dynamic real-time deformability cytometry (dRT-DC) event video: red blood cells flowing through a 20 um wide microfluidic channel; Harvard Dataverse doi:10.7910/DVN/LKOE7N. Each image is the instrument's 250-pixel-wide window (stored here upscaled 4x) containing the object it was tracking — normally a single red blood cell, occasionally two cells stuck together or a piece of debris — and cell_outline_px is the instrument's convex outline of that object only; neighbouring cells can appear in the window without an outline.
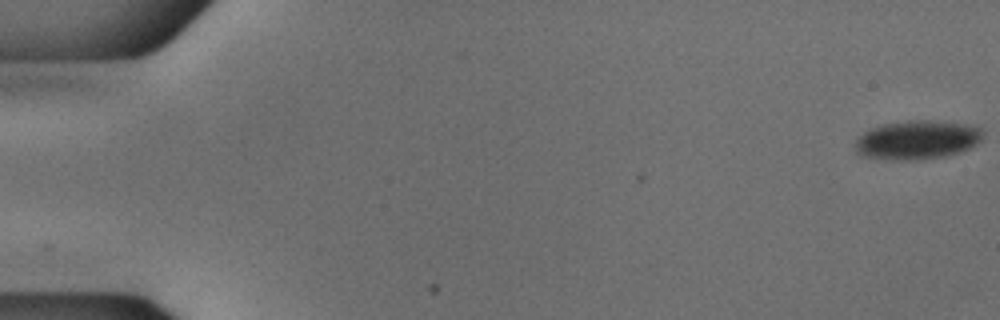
{"species": "common noctule bat (a hibernating species)", "species_latin": "Nyctalus noctula", "temperature_condition": "cold", "stored_images_in_passage": 54, "camera_frame_rate_fps": 3000, "um_per_image_px": 0.085, "animal": {"sex": "male", "body_mass_g": 18.8}, "frame": {"image": 1, "passage_image": 1, "time_ms": 0.0, "image_size_px": [1000, 320], "cell_outline_px": [[984, 132], [980, 140], [976, 144], [960, 152], [944, 156], [916, 160], [896, 160], [864, 156], [856, 152], [856, 136], [872, 128], [884, 124], [908, 120], [928, 120], [976, 124], [984, 128]], "centroid_in_image_um": [78.01, 11.87], "position_along_channel_um": 7.0, "area_um2": 29.19}}
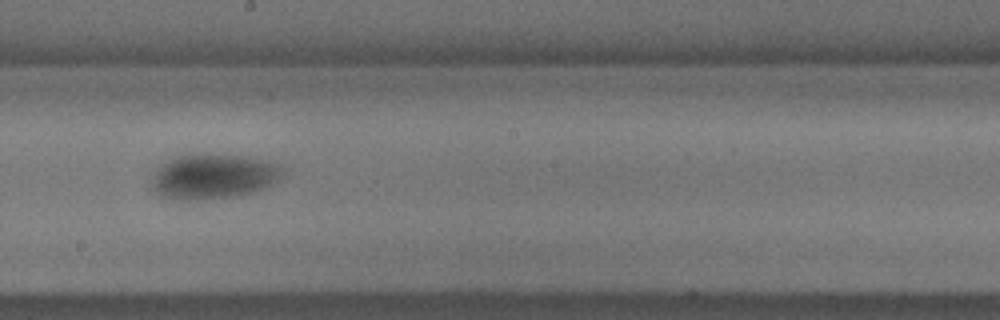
{"frame": {"image": 2, "passage_image": 31, "time_ms": 10.0, "image_size_px": [1000, 320], "cell_outline_px": [[284, 172], [280, 180], [264, 188], [240, 196], [204, 200], [188, 200], [160, 196], [152, 188], [152, 184], [156, 168], [160, 164], [172, 156], [248, 156], [280, 164], [284, 168]], "centroid_in_image_um": [18.17, 15.02], "position_along_channel_um": 230.0, "area_um2": 34.22}}
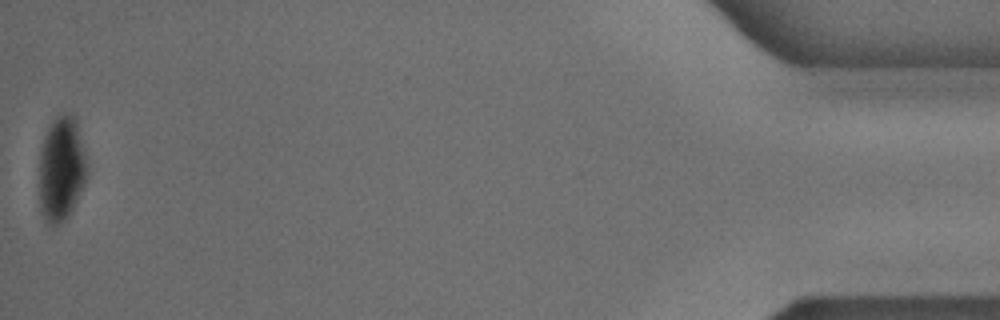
{"frame": {"image": 3, "passage_image": 54, "time_ms": 17.667, "image_size_px": [1000, 320], "cell_outline_px": [[88, 176], [68, 216], [60, 224], [48, 224], [40, 212], [40, 152], [44, 136], [52, 120], [56, 116], [64, 112], [72, 112], [76, 120], [88, 164]], "centroid_in_image_um": [5.23, 14.31], "position_along_channel_um": 430.0, "area_um2": 29.36}}